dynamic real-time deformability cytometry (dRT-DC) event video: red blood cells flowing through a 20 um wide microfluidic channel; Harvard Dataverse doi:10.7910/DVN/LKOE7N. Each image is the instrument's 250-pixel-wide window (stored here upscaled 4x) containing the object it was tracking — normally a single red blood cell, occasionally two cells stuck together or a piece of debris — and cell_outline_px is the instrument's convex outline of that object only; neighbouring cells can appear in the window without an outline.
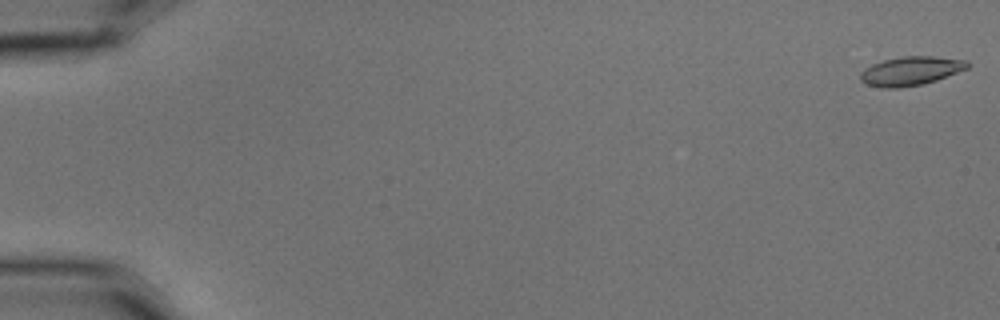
{"species": "common noctule bat (a hibernating species)", "species_latin": "Nyctalus noctula", "temperature_condition": "cold", "stored_images_in_passage": 5, "camera_frame_rate_fps": 3000, "um_per_image_px": 0.085, "animal": {"sex": "male", "body_mass_g": 15.6}, "frame": {"image": 1, "passage_image": 1, "time_ms": 0.0, "image_size_px": [1000, 320], "cell_outline_px": [[968, 68], [936, 80], [920, 84], [900, 88], [880, 88], [868, 84], [860, 80], [860, 72], [864, 68], [872, 64], [884, 60], [900, 56], [932, 56], [968, 60]], "centroid_in_image_um": [77.38, 6.02], "position_along_channel_um": 7.6, "area_um2": 17.98}}
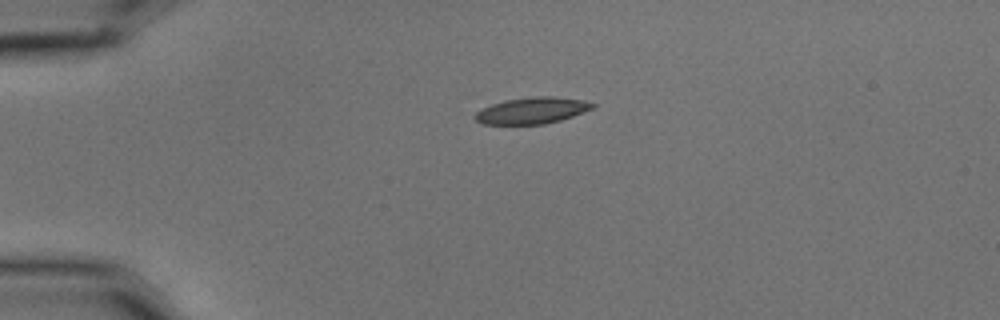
{"frame": {"image": 2, "passage_image": 4, "time_ms": 1.0, "image_size_px": [1000, 320], "cell_outline_px": [[596, 108], [560, 120], [544, 124], [484, 124], [476, 120], [476, 112], [492, 104], [504, 100], [536, 96], [552, 96], [584, 100], [596, 104]], "centroid_in_image_um": [45.28, 9.39], "position_along_channel_um": 39.7, "area_um2": 17.98}}